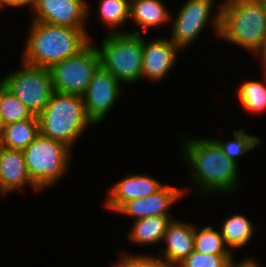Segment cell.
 Instances as JSON below:
<instances>
[{
	"instance_id": "d4e9b609",
	"label": "cell",
	"mask_w": 266,
	"mask_h": 267,
	"mask_svg": "<svg viewBox=\"0 0 266 267\" xmlns=\"http://www.w3.org/2000/svg\"><path fill=\"white\" fill-rule=\"evenodd\" d=\"M246 129H238L233 131V140H217L214 139L221 147L223 153L232 161L238 164V158L248 151H253L256 146L261 144V139L257 136L245 133Z\"/></svg>"
},
{
	"instance_id": "9c48e42d",
	"label": "cell",
	"mask_w": 266,
	"mask_h": 267,
	"mask_svg": "<svg viewBox=\"0 0 266 267\" xmlns=\"http://www.w3.org/2000/svg\"><path fill=\"white\" fill-rule=\"evenodd\" d=\"M214 0H187L174 16L171 14L170 40L181 50L194 43V40L203 32L208 22L214 5Z\"/></svg>"
},
{
	"instance_id": "83f0119b",
	"label": "cell",
	"mask_w": 266,
	"mask_h": 267,
	"mask_svg": "<svg viewBox=\"0 0 266 267\" xmlns=\"http://www.w3.org/2000/svg\"><path fill=\"white\" fill-rule=\"evenodd\" d=\"M35 0H0V9L3 7H23L29 5L33 7Z\"/></svg>"
},
{
	"instance_id": "f546056e",
	"label": "cell",
	"mask_w": 266,
	"mask_h": 267,
	"mask_svg": "<svg viewBox=\"0 0 266 267\" xmlns=\"http://www.w3.org/2000/svg\"><path fill=\"white\" fill-rule=\"evenodd\" d=\"M256 54H260L259 56L261 57V64L263 66V68H266V33L264 35V38L262 40V44L259 47V49L257 50Z\"/></svg>"
},
{
	"instance_id": "e0dca14e",
	"label": "cell",
	"mask_w": 266,
	"mask_h": 267,
	"mask_svg": "<svg viewBox=\"0 0 266 267\" xmlns=\"http://www.w3.org/2000/svg\"><path fill=\"white\" fill-rule=\"evenodd\" d=\"M130 20L139 31L133 34H141L145 29H155L171 20V12L163 0H132L130 2ZM155 27V28H154Z\"/></svg>"
},
{
	"instance_id": "30bf717a",
	"label": "cell",
	"mask_w": 266,
	"mask_h": 267,
	"mask_svg": "<svg viewBox=\"0 0 266 267\" xmlns=\"http://www.w3.org/2000/svg\"><path fill=\"white\" fill-rule=\"evenodd\" d=\"M121 85L110 72L104 70L101 66L93 75V79L82 95V99L87 115L95 126L105 119L120 98Z\"/></svg>"
},
{
	"instance_id": "44dd1931",
	"label": "cell",
	"mask_w": 266,
	"mask_h": 267,
	"mask_svg": "<svg viewBox=\"0 0 266 267\" xmlns=\"http://www.w3.org/2000/svg\"><path fill=\"white\" fill-rule=\"evenodd\" d=\"M263 82L243 81L237 89V97L242 107L249 113H262L266 110V68H263Z\"/></svg>"
},
{
	"instance_id": "4dcf8cb0",
	"label": "cell",
	"mask_w": 266,
	"mask_h": 267,
	"mask_svg": "<svg viewBox=\"0 0 266 267\" xmlns=\"http://www.w3.org/2000/svg\"><path fill=\"white\" fill-rule=\"evenodd\" d=\"M4 129H5V124L3 122V119L0 116V142H1L2 138H3Z\"/></svg>"
},
{
	"instance_id": "ac0fdd59",
	"label": "cell",
	"mask_w": 266,
	"mask_h": 267,
	"mask_svg": "<svg viewBox=\"0 0 266 267\" xmlns=\"http://www.w3.org/2000/svg\"><path fill=\"white\" fill-rule=\"evenodd\" d=\"M172 216H149L133 222L127 234L131 243L139 245H152L162 242Z\"/></svg>"
},
{
	"instance_id": "2e32d148",
	"label": "cell",
	"mask_w": 266,
	"mask_h": 267,
	"mask_svg": "<svg viewBox=\"0 0 266 267\" xmlns=\"http://www.w3.org/2000/svg\"><path fill=\"white\" fill-rule=\"evenodd\" d=\"M165 250H160L161 258L177 266L194 250V224L173 219L167 226L162 243Z\"/></svg>"
},
{
	"instance_id": "d6986e66",
	"label": "cell",
	"mask_w": 266,
	"mask_h": 267,
	"mask_svg": "<svg viewBox=\"0 0 266 267\" xmlns=\"http://www.w3.org/2000/svg\"><path fill=\"white\" fill-rule=\"evenodd\" d=\"M39 134L38 119H27L5 125L0 145L9 149H26Z\"/></svg>"
},
{
	"instance_id": "8fae6325",
	"label": "cell",
	"mask_w": 266,
	"mask_h": 267,
	"mask_svg": "<svg viewBox=\"0 0 266 267\" xmlns=\"http://www.w3.org/2000/svg\"><path fill=\"white\" fill-rule=\"evenodd\" d=\"M89 8L86 0H35L32 21L87 29L85 19L90 14Z\"/></svg>"
},
{
	"instance_id": "7c38bea8",
	"label": "cell",
	"mask_w": 266,
	"mask_h": 267,
	"mask_svg": "<svg viewBox=\"0 0 266 267\" xmlns=\"http://www.w3.org/2000/svg\"><path fill=\"white\" fill-rule=\"evenodd\" d=\"M147 42V43H146ZM181 49L170 39L155 38L146 41L143 37V63L141 78L159 82L171 71Z\"/></svg>"
},
{
	"instance_id": "f1b7e54d",
	"label": "cell",
	"mask_w": 266,
	"mask_h": 267,
	"mask_svg": "<svg viewBox=\"0 0 266 267\" xmlns=\"http://www.w3.org/2000/svg\"><path fill=\"white\" fill-rule=\"evenodd\" d=\"M255 259L245 258V260H241L240 262L234 261V256L229 260L227 267H260Z\"/></svg>"
},
{
	"instance_id": "5bb4252c",
	"label": "cell",
	"mask_w": 266,
	"mask_h": 267,
	"mask_svg": "<svg viewBox=\"0 0 266 267\" xmlns=\"http://www.w3.org/2000/svg\"><path fill=\"white\" fill-rule=\"evenodd\" d=\"M165 184H161L153 177L142 174H130L119 180L109 191L105 206L112 212H117L125 203L147 197L160 190Z\"/></svg>"
},
{
	"instance_id": "4316f807",
	"label": "cell",
	"mask_w": 266,
	"mask_h": 267,
	"mask_svg": "<svg viewBox=\"0 0 266 267\" xmlns=\"http://www.w3.org/2000/svg\"><path fill=\"white\" fill-rule=\"evenodd\" d=\"M115 264V265H114ZM114 267H175L158 256L148 254H123Z\"/></svg>"
},
{
	"instance_id": "3957f363",
	"label": "cell",
	"mask_w": 266,
	"mask_h": 267,
	"mask_svg": "<svg viewBox=\"0 0 266 267\" xmlns=\"http://www.w3.org/2000/svg\"><path fill=\"white\" fill-rule=\"evenodd\" d=\"M210 22L215 35L250 53H256L266 33V3L225 0Z\"/></svg>"
},
{
	"instance_id": "277c9868",
	"label": "cell",
	"mask_w": 266,
	"mask_h": 267,
	"mask_svg": "<svg viewBox=\"0 0 266 267\" xmlns=\"http://www.w3.org/2000/svg\"><path fill=\"white\" fill-rule=\"evenodd\" d=\"M37 117L40 135L62 142L69 148L76 144L85 128L94 125L87 115L82 96L55 91Z\"/></svg>"
},
{
	"instance_id": "5b68a950",
	"label": "cell",
	"mask_w": 266,
	"mask_h": 267,
	"mask_svg": "<svg viewBox=\"0 0 266 267\" xmlns=\"http://www.w3.org/2000/svg\"><path fill=\"white\" fill-rule=\"evenodd\" d=\"M100 66L120 83L140 81L143 63V36L132 32L107 34L96 47Z\"/></svg>"
},
{
	"instance_id": "484cf974",
	"label": "cell",
	"mask_w": 266,
	"mask_h": 267,
	"mask_svg": "<svg viewBox=\"0 0 266 267\" xmlns=\"http://www.w3.org/2000/svg\"><path fill=\"white\" fill-rule=\"evenodd\" d=\"M233 254H206L193 250L176 267H227Z\"/></svg>"
},
{
	"instance_id": "7a4b0ae2",
	"label": "cell",
	"mask_w": 266,
	"mask_h": 267,
	"mask_svg": "<svg viewBox=\"0 0 266 267\" xmlns=\"http://www.w3.org/2000/svg\"><path fill=\"white\" fill-rule=\"evenodd\" d=\"M30 23L21 57L22 62L30 66L50 68L68 57L79 54L93 40L87 29L39 21Z\"/></svg>"
},
{
	"instance_id": "8992f818",
	"label": "cell",
	"mask_w": 266,
	"mask_h": 267,
	"mask_svg": "<svg viewBox=\"0 0 266 267\" xmlns=\"http://www.w3.org/2000/svg\"><path fill=\"white\" fill-rule=\"evenodd\" d=\"M23 154L28 174L40 190L54 186L68 171L72 158L71 148L40 134Z\"/></svg>"
},
{
	"instance_id": "7402d4cb",
	"label": "cell",
	"mask_w": 266,
	"mask_h": 267,
	"mask_svg": "<svg viewBox=\"0 0 266 267\" xmlns=\"http://www.w3.org/2000/svg\"><path fill=\"white\" fill-rule=\"evenodd\" d=\"M98 4L100 21L109 27L107 34L127 33L118 29L130 19V2L128 0H99Z\"/></svg>"
},
{
	"instance_id": "6da1fadb",
	"label": "cell",
	"mask_w": 266,
	"mask_h": 267,
	"mask_svg": "<svg viewBox=\"0 0 266 267\" xmlns=\"http://www.w3.org/2000/svg\"><path fill=\"white\" fill-rule=\"evenodd\" d=\"M181 148L194 186L201 190L202 196L209 193L227 195L239 188L238 164L223 153L214 139L184 137Z\"/></svg>"
},
{
	"instance_id": "603a6c76",
	"label": "cell",
	"mask_w": 266,
	"mask_h": 267,
	"mask_svg": "<svg viewBox=\"0 0 266 267\" xmlns=\"http://www.w3.org/2000/svg\"><path fill=\"white\" fill-rule=\"evenodd\" d=\"M0 116L5 125L27 119H38L1 81Z\"/></svg>"
},
{
	"instance_id": "ba28073f",
	"label": "cell",
	"mask_w": 266,
	"mask_h": 267,
	"mask_svg": "<svg viewBox=\"0 0 266 267\" xmlns=\"http://www.w3.org/2000/svg\"><path fill=\"white\" fill-rule=\"evenodd\" d=\"M22 65L19 70L3 77L1 82L38 116L54 93L51 74L49 68L34 67L23 62Z\"/></svg>"
},
{
	"instance_id": "1f68e13d",
	"label": "cell",
	"mask_w": 266,
	"mask_h": 267,
	"mask_svg": "<svg viewBox=\"0 0 266 267\" xmlns=\"http://www.w3.org/2000/svg\"><path fill=\"white\" fill-rule=\"evenodd\" d=\"M255 1H260V2L266 3V0H255Z\"/></svg>"
},
{
	"instance_id": "52a82bcc",
	"label": "cell",
	"mask_w": 266,
	"mask_h": 267,
	"mask_svg": "<svg viewBox=\"0 0 266 267\" xmlns=\"http://www.w3.org/2000/svg\"><path fill=\"white\" fill-rule=\"evenodd\" d=\"M100 67V57L93 41L79 54L49 68L55 92L82 96Z\"/></svg>"
},
{
	"instance_id": "9a60e30c",
	"label": "cell",
	"mask_w": 266,
	"mask_h": 267,
	"mask_svg": "<svg viewBox=\"0 0 266 267\" xmlns=\"http://www.w3.org/2000/svg\"><path fill=\"white\" fill-rule=\"evenodd\" d=\"M26 185L40 191L28 174L23 151L0 145V194L21 190Z\"/></svg>"
},
{
	"instance_id": "4fadbf2b",
	"label": "cell",
	"mask_w": 266,
	"mask_h": 267,
	"mask_svg": "<svg viewBox=\"0 0 266 267\" xmlns=\"http://www.w3.org/2000/svg\"><path fill=\"white\" fill-rule=\"evenodd\" d=\"M187 189L165 184L157 192L125 203L116 213L134 218V221L149 216H171L169 210Z\"/></svg>"
},
{
	"instance_id": "cb8c5ba5",
	"label": "cell",
	"mask_w": 266,
	"mask_h": 267,
	"mask_svg": "<svg viewBox=\"0 0 266 267\" xmlns=\"http://www.w3.org/2000/svg\"><path fill=\"white\" fill-rule=\"evenodd\" d=\"M194 250L206 254H233L221 231H216L211 225L200 229L194 225Z\"/></svg>"
},
{
	"instance_id": "ffe728a7",
	"label": "cell",
	"mask_w": 266,
	"mask_h": 267,
	"mask_svg": "<svg viewBox=\"0 0 266 267\" xmlns=\"http://www.w3.org/2000/svg\"><path fill=\"white\" fill-rule=\"evenodd\" d=\"M222 224L220 231L231 251L243 248L253 238L255 224L245 215L232 214Z\"/></svg>"
}]
</instances>
